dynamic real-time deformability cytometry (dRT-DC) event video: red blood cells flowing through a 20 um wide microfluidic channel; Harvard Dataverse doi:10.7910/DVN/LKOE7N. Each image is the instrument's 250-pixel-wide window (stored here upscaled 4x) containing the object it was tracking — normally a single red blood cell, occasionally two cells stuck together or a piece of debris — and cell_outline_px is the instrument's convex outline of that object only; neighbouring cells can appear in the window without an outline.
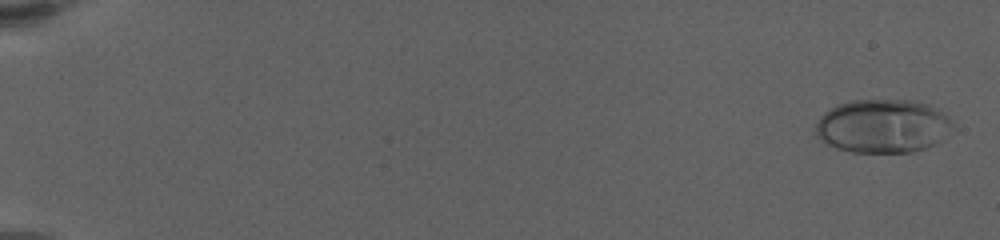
{"species": "human", "species_latin": "Homo sapiens", "temperature_condition": "warm", "stored_images_in_passage": 6, "camera_frame_rate_fps": 3000, "um_per_image_px": 0.085, "donor": {"sex": "female"}, "frame": {"image": 1, "passage_image": 1, "time_ms": 0.0, "image_size_px": [1000, 240], "cell_outline_px": [[956, 128], [940, 140], [924, 148], [912, 152], [852, 152], [836, 148], [820, 140], [816, 136], [816, 124], [820, 116], [824, 112], [836, 104], [852, 100], [908, 100], [928, 104], [940, 112]], "centroid_in_image_um": [74.99, 10.72], "position_along_channel_um": 10.0, "area_um2": 42.66}}
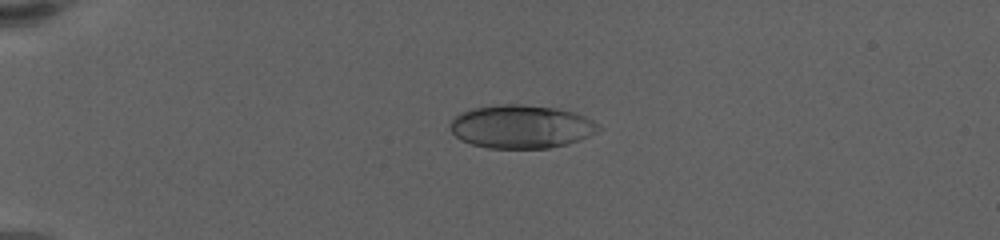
{"frame": {"image": 2, "passage_image": 5, "time_ms": 5.0, "image_size_px": [1000, 240], "cell_outline_px": [[600, 128], [596, 132], [580, 140], [568, 144], [548, 148], [488, 148], [472, 144], [460, 140], [452, 132], [452, 120], [456, 116], [472, 108], [500, 104], [520, 104], [556, 108], [572, 112], [584, 116], [592, 120]], "centroid_in_image_um": [44.31, 10.77], "position_along_channel_um": 40.7, "area_um2": 37.11}}